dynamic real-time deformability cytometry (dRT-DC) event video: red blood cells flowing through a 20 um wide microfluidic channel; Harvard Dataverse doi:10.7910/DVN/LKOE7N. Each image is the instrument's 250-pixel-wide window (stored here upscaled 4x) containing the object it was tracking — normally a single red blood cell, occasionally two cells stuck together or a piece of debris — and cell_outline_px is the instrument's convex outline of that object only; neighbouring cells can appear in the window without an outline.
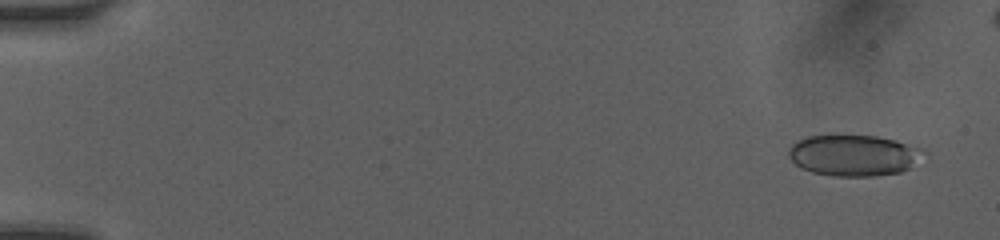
{"species": "human", "species_latin": "Homo sapiens", "temperature_condition": "room temperature", "stored_images_in_passage": 50, "camera_frame_rate_fps": 3000, "um_per_image_px": 0.085, "donor": {"sex": "female"}, "frame": {"image": 1, "passage_image": 1, "time_ms": 0.0, "image_size_px": [1000, 240], "cell_outline_px": [[916, 152], [908, 168], [900, 172], [872, 176], [832, 176], [812, 172], [800, 168], [788, 156], [788, 148], [796, 140], [808, 136], [836, 132], [876, 136], [896, 140], [916, 148]], "centroid_in_image_um": [72.33, 13.15], "position_along_channel_um": 12.7, "area_um2": 32.19}}
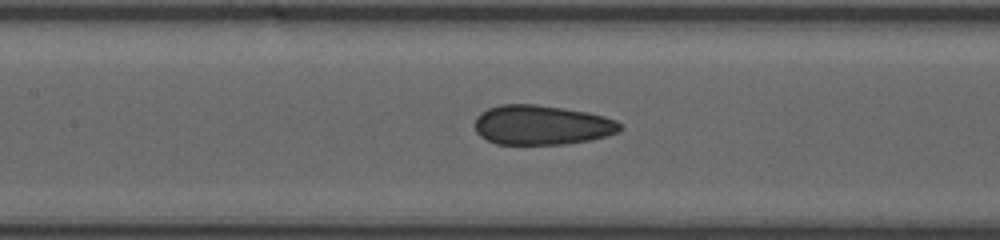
{"frame": {"image": 2, "passage_image": 29, "time_ms": 7.333, "image_size_px": [1000, 240], "cell_outline_px": [[624, 128], [620, 132], [588, 140], [564, 144], [496, 144], [480, 136], [476, 132], [476, 116], [480, 112], [488, 108], [500, 104], [536, 104], [564, 108], [588, 112], [604, 116], [616, 120]], "centroid_in_image_um": [46.05, 10.62], "position_along_channel_um": 161.4, "area_um2": 33.64}}
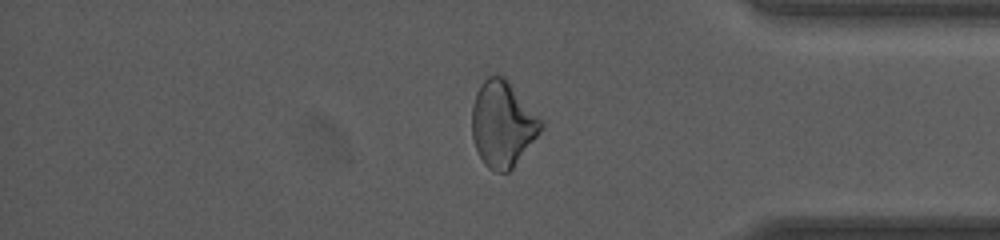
{"frame": {"image": 3, "passage_image": 44, "time_ms": 13.333, "image_size_px": [1000, 240], "cell_outline_px": [[544, 124], [540, 132], [512, 168], [508, 172], [496, 172], [488, 168], [484, 164], [476, 148], [472, 136], [472, 104], [476, 92], [480, 84], [488, 76], [504, 76], [508, 80]], "centroid_in_image_um": [42.69, 10.54], "position_along_channel_um": 392.5, "area_um2": 34.04}}